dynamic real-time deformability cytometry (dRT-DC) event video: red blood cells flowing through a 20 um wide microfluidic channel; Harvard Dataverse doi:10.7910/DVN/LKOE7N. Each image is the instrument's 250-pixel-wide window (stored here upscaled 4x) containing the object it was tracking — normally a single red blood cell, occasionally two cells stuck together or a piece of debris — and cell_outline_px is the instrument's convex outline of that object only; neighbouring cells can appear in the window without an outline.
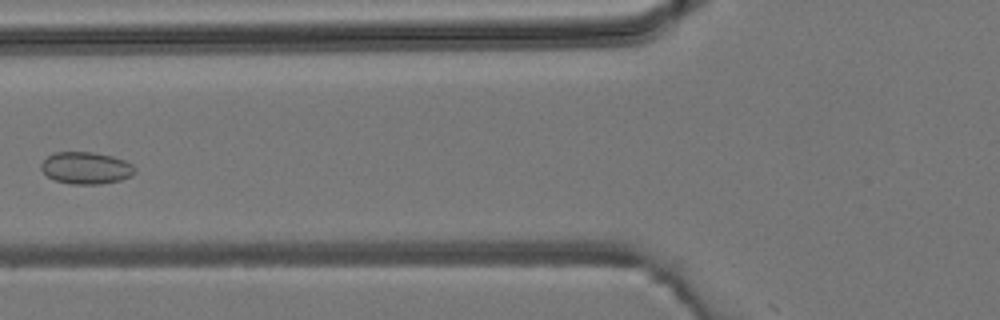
{"species": "common noctule bat (a hibernating species)", "species_latin": "Nyctalus noctula", "temperature_condition": "room temperature", "stored_images_in_passage": 5, "camera_frame_rate_fps": 3000, "um_per_image_px": 0.085, "animal": {"sex": "male", "body_mass_g": 19.2, "forearm_length_mm": 51.8}, "frame": {"image": 1, "passage_image": 5, "time_ms": 5.667, "image_size_px": [1000, 320], "cell_outline_px": [[136, 172], [132, 176], [120, 180], [100, 184], [72, 184], [56, 180], [48, 176], [40, 168], [40, 164], [48, 156], [56, 152], [92, 152], [112, 156], [124, 160], [132, 164], [136, 168]], "centroid_in_image_um": [7.34, 14.28], "position_along_channel_um": 118.5, "area_um2": 17.46}}